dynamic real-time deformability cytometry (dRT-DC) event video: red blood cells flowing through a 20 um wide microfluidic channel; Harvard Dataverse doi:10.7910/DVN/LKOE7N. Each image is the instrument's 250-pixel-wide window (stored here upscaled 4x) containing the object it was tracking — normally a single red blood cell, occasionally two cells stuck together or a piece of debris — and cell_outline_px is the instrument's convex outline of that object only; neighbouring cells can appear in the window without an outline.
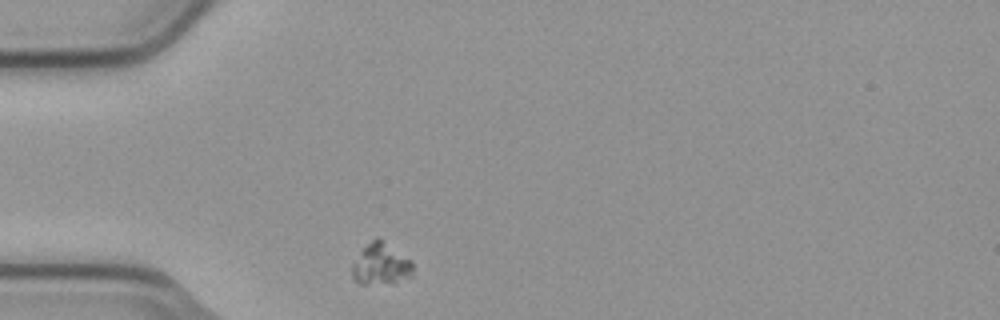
{"species": "common noctule bat (a hibernating species)", "species_latin": "Nyctalus noctula", "temperature_condition": "cold", "stored_images_in_passage": 1, "camera_frame_rate_fps": 3000, "um_per_image_px": 0.085, "animal": {"sex": "male", "body_mass_g": 23.1, "forearm_length_mm": 52.7}, "frame": {"image": 1, "passage_image": 1, "time_ms": 0.0, "image_size_px": [1000, 320], "cell_outline_px": [[412, 272], [408, 276], [392, 280], [368, 284], [360, 284], [352, 280], [352, 264], [360, 252], [376, 236], [380, 236], [412, 260]], "centroid_in_image_um": [32.33, 22.38], "position_along_channel_um": 52.7, "area_um2": 14.39}}